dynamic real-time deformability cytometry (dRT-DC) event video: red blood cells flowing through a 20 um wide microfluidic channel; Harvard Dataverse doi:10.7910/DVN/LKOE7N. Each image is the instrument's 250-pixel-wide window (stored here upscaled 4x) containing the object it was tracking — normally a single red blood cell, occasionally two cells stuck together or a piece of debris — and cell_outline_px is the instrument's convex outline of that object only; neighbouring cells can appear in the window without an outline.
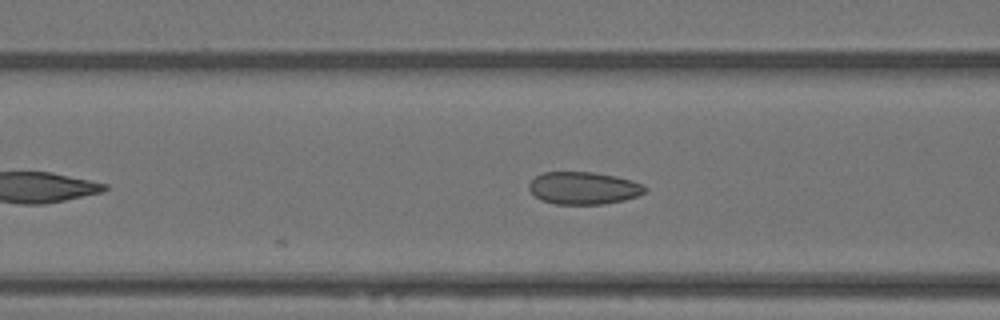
{"species": "Egyptian fruit bat (a non-hibernating species)", "species_latin": "Rousettus aegyptiacus", "temperature_condition": "warm", "stored_images_in_passage": 29, "camera_frame_rate_fps": 3000, "um_per_image_px": 0.085, "animal": {"sex": "female"}, "frame": {"image": 1, "passage_image": 12, "time_ms": 3.667, "image_size_px": [1000, 320], "cell_outline_px": [[648, 188], [644, 192], [636, 196], [624, 200], [604, 204], [556, 204], [544, 200], [536, 196], [528, 188], [528, 184], [536, 176], [544, 172], [592, 172], [616, 176], [632, 180], [644, 184]], "centroid_in_image_um": [49.63, 15.98], "position_along_channel_um": 117.0, "area_um2": 21.85}}
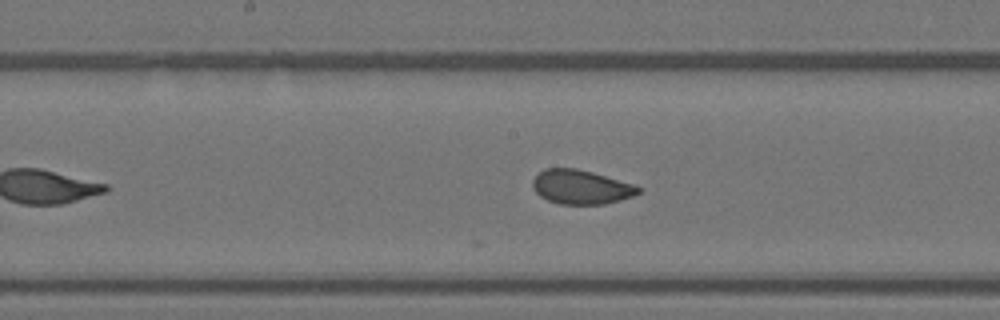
{"frame": {"image": 2, "passage_image": 19, "time_ms": 6.0, "image_size_px": [1000, 320], "cell_outline_px": [[640, 192], [632, 196], [620, 200], [604, 204], [560, 204], [548, 200], [540, 196], [532, 188], [532, 180], [544, 168], [576, 168], [592, 172], [636, 184], [640, 188]], "centroid_in_image_um": [49.39, 15.89], "position_along_channel_um": 198.8, "area_um2": 21.1}}
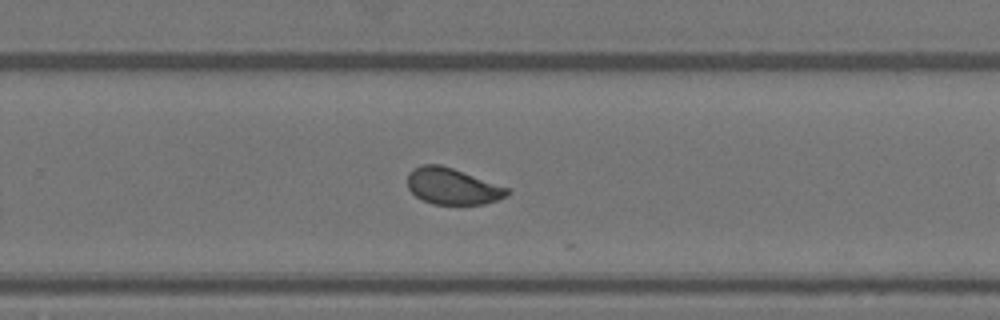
{"frame": {"image": 3, "passage_image": 27, "time_ms": 8.667, "image_size_px": [1000, 320], "cell_outline_px": [[512, 192], [508, 196], [484, 204], [432, 204], [416, 196], [408, 188], [408, 172], [412, 168], [420, 164], [440, 164], [452, 168], [508, 188]], "centroid_in_image_um": [38.44, 15.83], "position_along_channel_um": 291.4, "area_um2": 21.04}}